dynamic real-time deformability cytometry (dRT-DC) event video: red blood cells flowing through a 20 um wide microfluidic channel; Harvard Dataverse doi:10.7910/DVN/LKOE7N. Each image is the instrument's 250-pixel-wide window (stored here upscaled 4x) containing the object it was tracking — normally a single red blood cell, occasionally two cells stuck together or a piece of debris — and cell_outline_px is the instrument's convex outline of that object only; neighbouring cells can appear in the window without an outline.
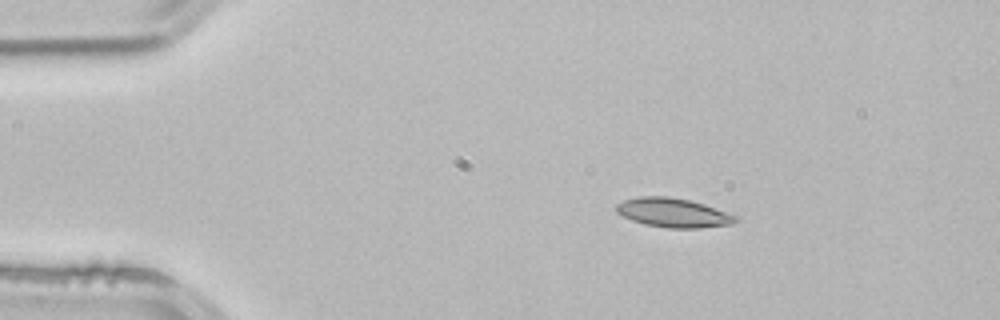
{"species": "common noctule bat (a hibernating species)", "species_latin": "Nyctalus noctula", "temperature_condition": "room temperature", "stored_images_in_passage": 2, "camera_frame_rate_fps": 3000, "um_per_image_px": 0.085, "animal": {"sex": "male", "body_mass_g": 21.5, "forearm_length_mm": 52.0}, "frame": {"image": 1, "passage_image": 1, "time_ms": 0.0, "image_size_px": [1000, 320], "cell_outline_px": [[740, 220], [732, 224], [700, 228], [668, 228], [644, 224], [632, 220], [616, 212], [616, 204], [624, 200], [640, 196], [668, 196], [688, 200], [704, 204], [740, 216]], "centroid_in_image_um": [57.27, 18.09], "position_along_channel_um": 27.7, "area_um2": 20.4}}